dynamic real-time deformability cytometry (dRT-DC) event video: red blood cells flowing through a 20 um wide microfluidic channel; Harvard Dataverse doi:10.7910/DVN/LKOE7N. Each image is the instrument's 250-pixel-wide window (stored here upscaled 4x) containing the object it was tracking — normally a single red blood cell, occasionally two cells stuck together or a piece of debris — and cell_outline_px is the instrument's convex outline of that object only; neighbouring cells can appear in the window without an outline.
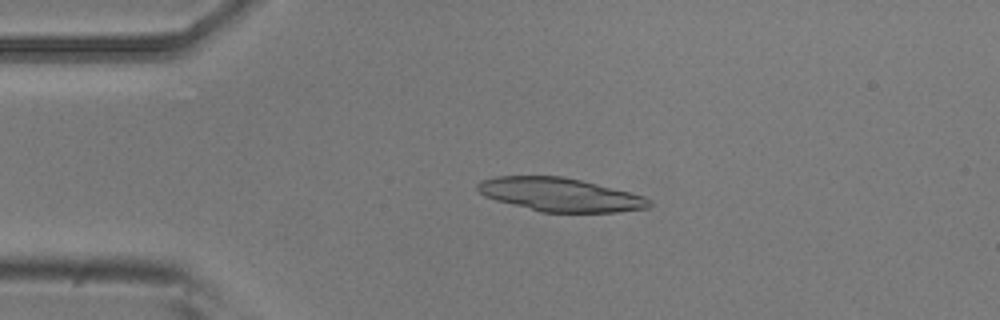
{"species": "common noctule bat (a hibernating species)", "species_latin": "Nyctalus noctula", "temperature_condition": "room temperature", "stored_images_in_passage": 4, "camera_frame_rate_fps": 3000, "um_per_image_px": 0.085, "animal": {"sex": "male", "body_mass_g": 20.5, "forearm_length_mm": 52.5}, "frame": {"image": 1, "passage_image": 3, "time_ms": 0.667, "image_size_px": [1000, 320], "cell_outline_px": [[652, 204], [648, 208], [616, 212], [540, 212], [496, 200], [484, 196], [476, 188], [476, 184], [480, 180], [496, 176], [564, 176], [644, 196], [652, 200]], "centroid_in_image_um": [47.58, 16.54], "position_along_channel_um": 37.4, "area_um2": 33.41}}